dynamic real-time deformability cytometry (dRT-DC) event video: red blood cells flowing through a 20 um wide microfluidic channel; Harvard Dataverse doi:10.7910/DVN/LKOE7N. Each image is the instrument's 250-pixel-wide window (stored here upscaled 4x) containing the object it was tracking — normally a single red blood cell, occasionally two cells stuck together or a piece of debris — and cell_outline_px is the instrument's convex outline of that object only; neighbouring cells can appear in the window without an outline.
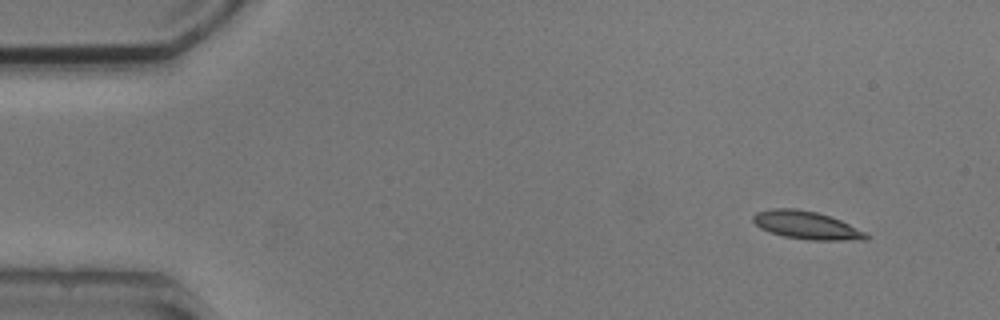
{"species": "common noctule bat (a hibernating species)", "species_latin": "Nyctalus noctula", "temperature_condition": "cold", "stored_images_in_passage": 4, "camera_frame_rate_fps": 3000, "um_per_image_px": 0.085, "animal": {"sex": "male", "body_mass_g": 20.5, "forearm_length_mm": 52.5}, "frame": {"image": 1, "passage_image": 1, "time_ms": 0.0, "image_size_px": [1000, 320], "cell_outline_px": [[872, 236], [868, 240], [808, 240], [784, 236], [760, 228], [752, 220], [752, 216], [756, 212], [772, 208], [796, 208], [816, 212], [840, 220]], "centroid_in_image_um": [68.55, 19.14], "position_along_channel_um": 16.5, "area_um2": 18.32}}
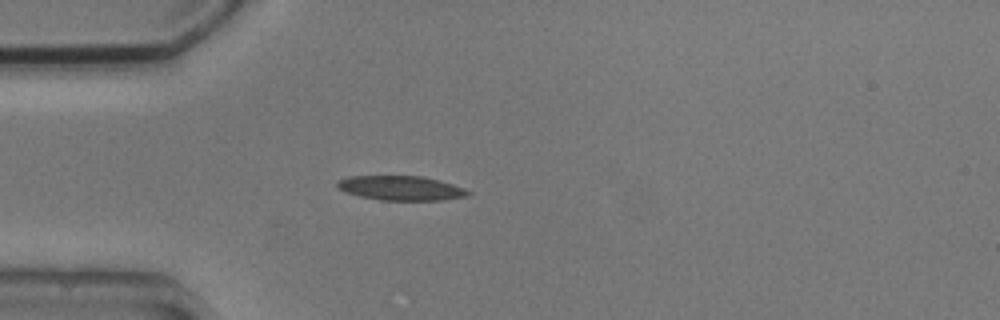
{"frame": {"image": 2, "passage_image": 4, "time_ms": 3.333, "image_size_px": [1000, 320], "cell_outline_px": [[472, 192], [468, 196], [440, 200], [380, 200], [360, 196], [344, 192], [336, 184], [336, 180], [348, 176], [424, 176], [440, 180], [464, 188]], "centroid_in_image_um": [34.07, 15.98], "position_along_channel_um": 50.9, "area_um2": 18.73}}